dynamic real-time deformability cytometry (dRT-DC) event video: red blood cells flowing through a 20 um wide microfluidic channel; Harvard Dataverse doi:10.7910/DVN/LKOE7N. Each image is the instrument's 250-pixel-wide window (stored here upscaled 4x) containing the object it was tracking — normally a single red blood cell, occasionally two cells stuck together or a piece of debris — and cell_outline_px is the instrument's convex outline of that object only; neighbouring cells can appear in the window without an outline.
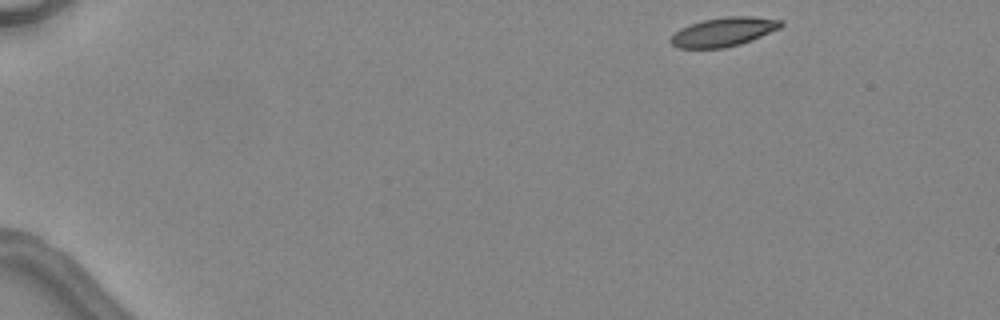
{"species": "common noctule bat (a hibernating species)", "species_latin": "Nyctalus noctula", "temperature_condition": "warm", "stored_images_in_passage": 5, "camera_frame_rate_fps": 3000, "um_per_image_px": 0.085, "animal": {"sex": "female", "body_mass_g": 24.6, "forearm_length_mm": 56.2}, "frame": {"image": 1, "passage_image": 1, "time_ms": 0.0, "image_size_px": [1000, 320], "cell_outline_px": [[784, 24], [780, 28], [752, 40], [740, 44], [724, 48], [676, 48], [668, 40], [680, 28], [704, 20], [728, 16], [752, 16], [780, 20]], "centroid_in_image_um": [61.5, 2.72], "position_along_channel_um": 23.5, "area_um2": 18.5}}
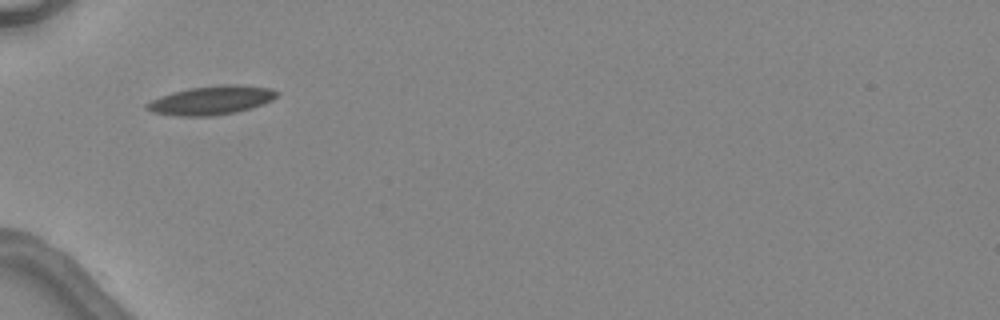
{"frame": {"image": 2, "passage_image": 4, "time_ms": 3.667, "image_size_px": [1000, 320], "cell_outline_px": [[280, 96], [272, 100], [248, 108], [232, 112], [212, 116], [180, 116], [152, 112], [144, 108], [144, 104], [160, 96], [172, 92], [192, 88], [224, 84], [232, 84], [272, 88], [280, 92]], "centroid_in_image_um": [17.96, 8.51], "position_along_channel_um": 67.0, "area_um2": 21.62}}